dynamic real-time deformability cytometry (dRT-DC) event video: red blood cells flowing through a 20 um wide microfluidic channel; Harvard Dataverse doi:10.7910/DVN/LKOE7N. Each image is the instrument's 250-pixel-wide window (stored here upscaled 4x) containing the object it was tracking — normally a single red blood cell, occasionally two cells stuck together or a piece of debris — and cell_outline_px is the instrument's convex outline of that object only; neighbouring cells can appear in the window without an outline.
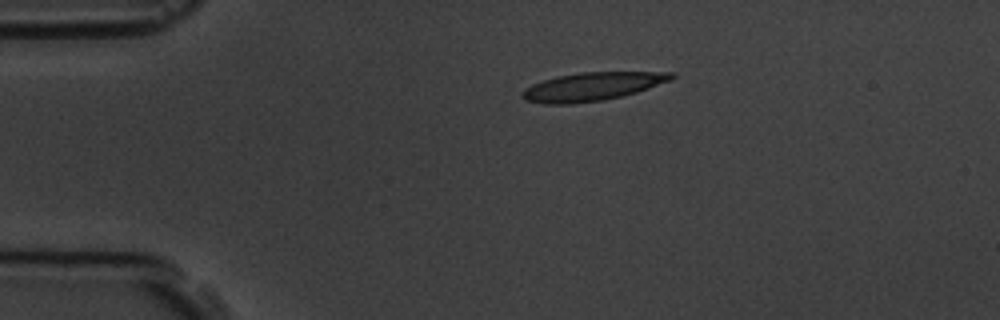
{"species": "common noctule bat (a hibernating species)", "species_latin": "Nyctalus noctula", "temperature_condition": "room temperature", "stored_images_in_passage": 2, "camera_frame_rate_fps": 3000, "um_per_image_px": 0.085, "animal": {"sex": "male", "body_mass_g": 19.5, "forearm_length_mm": 54.6}, "frame": {"image": 1, "passage_image": 1, "time_ms": 0.0, "image_size_px": [1000, 320], "cell_outline_px": [[676, 76], [672, 80], [636, 92], [604, 100], [568, 104], [544, 104], [524, 100], [520, 96], [520, 92], [524, 88], [532, 84], [556, 76], [580, 72], [672, 72]], "centroid_in_image_um": [50.29, 7.36], "position_along_channel_um": 34.7, "area_um2": 24.68}}